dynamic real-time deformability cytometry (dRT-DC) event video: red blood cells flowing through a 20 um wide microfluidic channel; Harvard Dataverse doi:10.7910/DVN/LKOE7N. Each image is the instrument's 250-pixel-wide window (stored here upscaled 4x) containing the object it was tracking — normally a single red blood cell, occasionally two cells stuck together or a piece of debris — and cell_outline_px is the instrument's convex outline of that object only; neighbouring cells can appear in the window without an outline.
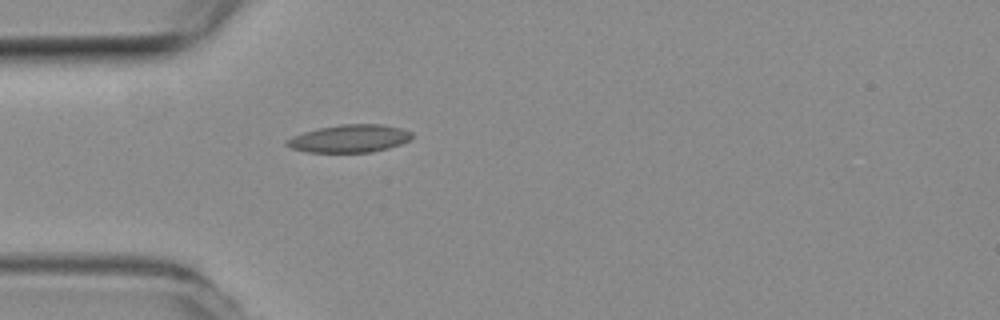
{"species": "common noctule bat (a hibernating species)", "species_latin": "Nyctalus noctula", "temperature_condition": "room temperature", "stored_images_in_passage": 24, "camera_frame_rate_fps": 3000, "um_per_image_px": 0.085, "animal": {"sex": "female", "body_mass_g": 19.3, "forearm_length_mm": 54.1}, "frame": {"image": 1, "passage_image": 1, "time_ms": 0.0, "image_size_px": [1000, 320], "cell_outline_px": [[412, 136], [408, 140], [400, 144], [388, 148], [372, 152], [308, 152], [292, 148], [284, 144], [292, 136], [304, 132], [320, 128], [340, 124], [380, 124], [400, 128], [412, 132]], "centroid_in_image_um": [29.71, 11.77], "position_along_channel_um": 55.3, "area_um2": 20.0}}
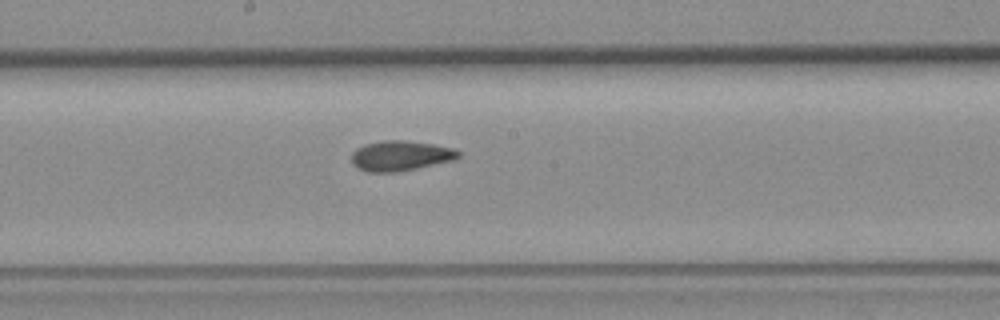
{"frame": {"image": 2, "passage_image": 14, "time_ms": 4.333, "image_size_px": [1000, 320], "cell_outline_px": [[460, 156], [456, 160], [396, 172], [368, 172], [352, 164], [352, 152], [356, 148], [364, 144], [384, 140], [404, 140], [432, 144], [452, 148], [460, 152]], "centroid_in_image_um": [34.04, 13.23], "position_along_channel_um": 214.2, "area_um2": 18.73}}
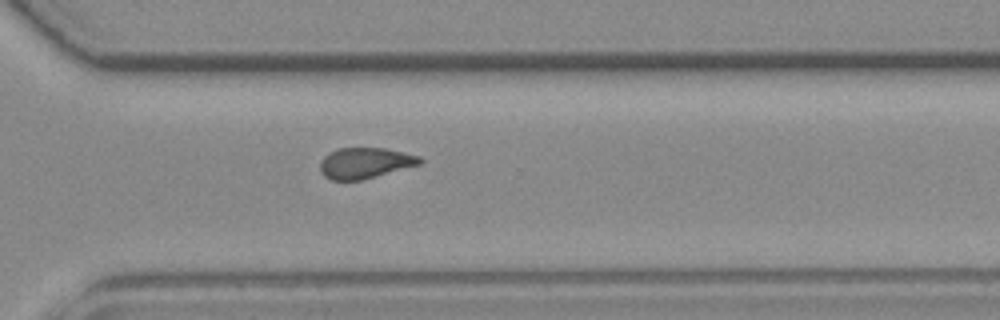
{"frame": {"image": 3, "passage_image": 24, "time_ms": 7.667, "image_size_px": [1000, 320], "cell_outline_px": [[424, 160], [420, 164], [364, 180], [332, 180], [324, 176], [320, 172], [320, 164], [324, 156], [328, 152], [340, 148], [384, 148], [420, 156]], "centroid_in_image_um": [31.02, 13.86], "position_along_channel_um": 339.6, "area_um2": 17.98}}